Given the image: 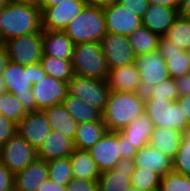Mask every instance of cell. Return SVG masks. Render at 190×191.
<instances>
[{"label":"cell","mask_w":190,"mask_h":191,"mask_svg":"<svg viewBox=\"0 0 190 191\" xmlns=\"http://www.w3.org/2000/svg\"><path fill=\"white\" fill-rule=\"evenodd\" d=\"M144 113L145 93L110 90L102 116L108 131L118 132Z\"/></svg>","instance_id":"1"},{"label":"cell","mask_w":190,"mask_h":191,"mask_svg":"<svg viewBox=\"0 0 190 191\" xmlns=\"http://www.w3.org/2000/svg\"><path fill=\"white\" fill-rule=\"evenodd\" d=\"M1 75L7 92L16 96L26 112H36L32 86L39 82L41 77L47 76L41 64L24 66L9 61Z\"/></svg>","instance_id":"2"},{"label":"cell","mask_w":190,"mask_h":191,"mask_svg":"<svg viewBox=\"0 0 190 191\" xmlns=\"http://www.w3.org/2000/svg\"><path fill=\"white\" fill-rule=\"evenodd\" d=\"M43 32L41 9L36 5L9 3L0 18L2 43L14 37Z\"/></svg>","instance_id":"3"},{"label":"cell","mask_w":190,"mask_h":191,"mask_svg":"<svg viewBox=\"0 0 190 191\" xmlns=\"http://www.w3.org/2000/svg\"><path fill=\"white\" fill-rule=\"evenodd\" d=\"M74 44L99 42L107 33L103 7L85 5L64 29Z\"/></svg>","instance_id":"4"},{"label":"cell","mask_w":190,"mask_h":191,"mask_svg":"<svg viewBox=\"0 0 190 191\" xmlns=\"http://www.w3.org/2000/svg\"><path fill=\"white\" fill-rule=\"evenodd\" d=\"M72 65L75 75L107 81L109 68L99 42L74 44Z\"/></svg>","instance_id":"5"},{"label":"cell","mask_w":190,"mask_h":191,"mask_svg":"<svg viewBox=\"0 0 190 191\" xmlns=\"http://www.w3.org/2000/svg\"><path fill=\"white\" fill-rule=\"evenodd\" d=\"M145 113L152 120L154 127L183 132L189 126L186 115L176 101L145 99Z\"/></svg>","instance_id":"6"},{"label":"cell","mask_w":190,"mask_h":191,"mask_svg":"<svg viewBox=\"0 0 190 191\" xmlns=\"http://www.w3.org/2000/svg\"><path fill=\"white\" fill-rule=\"evenodd\" d=\"M42 35L43 32H35L4 42L9 61L24 66L40 63L43 55Z\"/></svg>","instance_id":"7"},{"label":"cell","mask_w":190,"mask_h":191,"mask_svg":"<svg viewBox=\"0 0 190 191\" xmlns=\"http://www.w3.org/2000/svg\"><path fill=\"white\" fill-rule=\"evenodd\" d=\"M110 92L107 81L74 75L68 82V93L79 97L102 113Z\"/></svg>","instance_id":"8"},{"label":"cell","mask_w":190,"mask_h":191,"mask_svg":"<svg viewBox=\"0 0 190 191\" xmlns=\"http://www.w3.org/2000/svg\"><path fill=\"white\" fill-rule=\"evenodd\" d=\"M37 158V150L16 133L0 147V161L15 175Z\"/></svg>","instance_id":"9"},{"label":"cell","mask_w":190,"mask_h":191,"mask_svg":"<svg viewBox=\"0 0 190 191\" xmlns=\"http://www.w3.org/2000/svg\"><path fill=\"white\" fill-rule=\"evenodd\" d=\"M135 64L140 72L141 93L170 78L166 62L158 50L136 56Z\"/></svg>","instance_id":"10"},{"label":"cell","mask_w":190,"mask_h":191,"mask_svg":"<svg viewBox=\"0 0 190 191\" xmlns=\"http://www.w3.org/2000/svg\"><path fill=\"white\" fill-rule=\"evenodd\" d=\"M100 44L109 69L135 63L136 56L127 36L107 32Z\"/></svg>","instance_id":"11"},{"label":"cell","mask_w":190,"mask_h":191,"mask_svg":"<svg viewBox=\"0 0 190 191\" xmlns=\"http://www.w3.org/2000/svg\"><path fill=\"white\" fill-rule=\"evenodd\" d=\"M85 0H66L41 11L42 30L64 31L85 7Z\"/></svg>","instance_id":"12"},{"label":"cell","mask_w":190,"mask_h":191,"mask_svg":"<svg viewBox=\"0 0 190 191\" xmlns=\"http://www.w3.org/2000/svg\"><path fill=\"white\" fill-rule=\"evenodd\" d=\"M32 91L36 111H42L50 106L62 104L68 93V83L47 75L33 84Z\"/></svg>","instance_id":"13"},{"label":"cell","mask_w":190,"mask_h":191,"mask_svg":"<svg viewBox=\"0 0 190 191\" xmlns=\"http://www.w3.org/2000/svg\"><path fill=\"white\" fill-rule=\"evenodd\" d=\"M107 32L129 36L142 27V18L127 10L120 3L103 7Z\"/></svg>","instance_id":"14"},{"label":"cell","mask_w":190,"mask_h":191,"mask_svg":"<svg viewBox=\"0 0 190 191\" xmlns=\"http://www.w3.org/2000/svg\"><path fill=\"white\" fill-rule=\"evenodd\" d=\"M88 151L101 172L112 170L121 159L120 134L107 131Z\"/></svg>","instance_id":"15"},{"label":"cell","mask_w":190,"mask_h":191,"mask_svg":"<svg viewBox=\"0 0 190 191\" xmlns=\"http://www.w3.org/2000/svg\"><path fill=\"white\" fill-rule=\"evenodd\" d=\"M51 131L52 128L42 111L27 112L17 124V133L36 150Z\"/></svg>","instance_id":"16"},{"label":"cell","mask_w":190,"mask_h":191,"mask_svg":"<svg viewBox=\"0 0 190 191\" xmlns=\"http://www.w3.org/2000/svg\"><path fill=\"white\" fill-rule=\"evenodd\" d=\"M135 169L133 159H120L112 170L101 172L97 181L98 191H128L131 174Z\"/></svg>","instance_id":"17"},{"label":"cell","mask_w":190,"mask_h":191,"mask_svg":"<svg viewBox=\"0 0 190 191\" xmlns=\"http://www.w3.org/2000/svg\"><path fill=\"white\" fill-rule=\"evenodd\" d=\"M49 179L45 160L36 158L26 168L14 175V191H38Z\"/></svg>","instance_id":"18"},{"label":"cell","mask_w":190,"mask_h":191,"mask_svg":"<svg viewBox=\"0 0 190 191\" xmlns=\"http://www.w3.org/2000/svg\"><path fill=\"white\" fill-rule=\"evenodd\" d=\"M107 83L111 91L141 92L140 72L135 63L109 69Z\"/></svg>","instance_id":"19"},{"label":"cell","mask_w":190,"mask_h":191,"mask_svg":"<svg viewBox=\"0 0 190 191\" xmlns=\"http://www.w3.org/2000/svg\"><path fill=\"white\" fill-rule=\"evenodd\" d=\"M133 160L135 167L147 168L161 178L173 170L172 159L150 144L138 150Z\"/></svg>","instance_id":"20"},{"label":"cell","mask_w":190,"mask_h":191,"mask_svg":"<svg viewBox=\"0 0 190 191\" xmlns=\"http://www.w3.org/2000/svg\"><path fill=\"white\" fill-rule=\"evenodd\" d=\"M42 56H53L61 60H72L74 43L64 31L43 30Z\"/></svg>","instance_id":"21"},{"label":"cell","mask_w":190,"mask_h":191,"mask_svg":"<svg viewBox=\"0 0 190 191\" xmlns=\"http://www.w3.org/2000/svg\"><path fill=\"white\" fill-rule=\"evenodd\" d=\"M75 150L74 141L59 131H51L37 150V158L46 162L69 156Z\"/></svg>","instance_id":"22"},{"label":"cell","mask_w":190,"mask_h":191,"mask_svg":"<svg viewBox=\"0 0 190 191\" xmlns=\"http://www.w3.org/2000/svg\"><path fill=\"white\" fill-rule=\"evenodd\" d=\"M178 17V9L149 5L142 17V24L145 28L161 37Z\"/></svg>","instance_id":"23"},{"label":"cell","mask_w":190,"mask_h":191,"mask_svg":"<svg viewBox=\"0 0 190 191\" xmlns=\"http://www.w3.org/2000/svg\"><path fill=\"white\" fill-rule=\"evenodd\" d=\"M154 128L152 120L146 113H144L134 119L126 127L120 129L118 133L137 150H140L142 147L149 144Z\"/></svg>","instance_id":"24"},{"label":"cell","mask_w":190,"mask_h":191,"mask_svg":"<svg viewBox=\"0 0 190 191\" xmlns=\"http://www.w3.org/2000/svg\"><path fill=\"white\" fill-rule=\"evenodd\" d=\"M52 131H59L74 140L78 122L67 112L63 104L50 106L42 110Z\"/></svg>","instance_id":"25"},{"label":"cell","mask_w":190,"mask_h":191,"mask_svg":"<svg viewBox=\"0 0 190 191\" xmlns=\"http://www.w3.org/2000/svg\"><path fill=\"white\" fill-rule=\"evenodd\" d=\"M69 158L73 177L98 181L101 171L88 150L75 148Z\"/></svg>","instance_id":"26"},{"label":"cell","mask_w":190,"mask_h":191,"mask_svg":"<svg viewBox=\"0 0 190 191\" xmlns=\"http://www.w3.org/2000/svg\"><path fill=\"white\" fill-rule=\"evenodd\" d=\"M181 141L182 132L175 129L155 127L149 144L173 160Z\"/></svg>","instance_id":"27"},{"label":"cell","mask_w":190,"mask_h":191,"mask_svg":"<svg viewBox=\"0 0 190 191\" xmlns=\"http://www.w3.org/2000/svg\"><path fill=\"white\" fill-rule=\"evenodd\" d=\"M108 131L103 121L84 122L77 126L74 147L88 150L94 146Z\"/></svg>","instance_id":"28"},{"label":"cell","mask_w":190,"mask_h":191,"mask_svg":"<svg viewBox=\"0 0 190 191\" xmlns=\"http://www.w3.org/2000/svg\"><path fill=\"white\" fill-rule=\"evenodd\" d=\"M62 104L78 124L84 122L103 121L102 112L84 102L79 97L67 93Z\"/></svg>","instance_id":"29"},{"label":"cell","mask_w":190,"mask_h":191,"mask_svg":"<svg viewBox=\"0 0 190 191\" xmlns=\"http://www.w3.org/2000/svg\"><path fill=\"white\" fill-rule=\"evenodd\" d=\"M128 40L135 56H139L158 50L160 36L142 26L130 34Z\"/></svg>","instance_id":"30"},{"label":"cell","mask_w":190,"mask_h":191,"mask_svg":"<svg viewBox=\"0 0 190 191\" xmlns=\"http://www.w3.org/2000/svg\"><path fill=\"white\" fill-rule=\"evenodd\" d=\"M40 64L48 76L69 82L75 75L72 60H61L53 56H42Z\"/></svg>","instance_id":"31"},{"label":"cell","mask_w":190,"mask_h":191,"mask_svg":"<svg viewBox=\"0 0 190 191\" xmlns=\"http://www.w3.org/2000/svg\"><path fill=\"white\" fill-rule=\"evenodd\" d=\"M182 50L190 49V19L179 16L162 36Z\"/></svg>","instance_id":"32"},{"label":"cell","mask_w":190,"mask_h":191,"mask_svg":"<svg viewBox=\"0 0 190 191\" xmlns=\"http://www.w3.org/2000/svg\"><path fill=\"white\" fill-rule=\"evenodd\" d=\"M49 179L55 184L67 186L73 179L69 156L47 162Z\"/></svg>","instance_id":"33"},{"label":"cell","mask_w":190,"mask_h":191,"mask_svg":"<svg viewBox=\"0 0 190 191\" xmlns=\"http://www.w3.org/2000/svg\"><path fill=\"white\" fill-rule=\"evenodd\" d=\"M172 162L174 171L190 176V125L182 132V141Z\"/></svg>","instance_id":"34"},{"label":"cell","mask_w":190,"mask_h":191,"mask_svg":"<svg viewBox=\"0 0 190 191\" xmlns=\"http://www.w3.org/2000/svg\"><path fill=\"white\" fill-rule=\"evenodd\" d=\"M161 177L147 168L135 167L131 174V186L140 190L158 191Z\"/></svg>","instance_id":"35"},{"label":"cell","mask_w":190,"mask_h":191,"mask_svg":"<svg viewBox=\"0 0 190 191\" xmlns=\"http://www.w3.org/2000/svg\"><path fill=\"white\" fill-rule=\"evenodd\" d=\"M168 67L170 78L176 79L190 73V58L188 51L181 53L161 54Z\"/></svg>","instance_id":"36"},{"label":"cell","mask_w":190,"mask_h":191,"mask_svg":"<svg viewBox=\"0 0 190 191\" xmlns=\"http://www.w3.org/2000/svg\"><path fill=\"white\" fill-rule=\"evenodd\" d=\"M27 112L20 101L10 92L0 94V114L18 124Z\"/></svg>","instance_id":"37"},{"label":"cell","mask_w":190,"mask_h":191,"mask_svg":"<svg viewBox=\"0 0 190 191\" xmlns=\"http://www.w3.org/2000/svg\"><path fill=\"white\" fill-rule=\"evenodd\" d=\"M158 191H190V176L172 170L161 178Z\"/></svg>","instance_id":"38"},{"label":"cell","mask_w":190,"mask_h":191,"mask_svg":"<svg viewBox=\"0 0 190 191\" xmlns=\"http://www.w3.org/2000/svg\"><path fill=\"white\" fill-rule=\"evenodd\" d=\"M179 97L175 79L169 78L145 92V99H166L176 101Z\"/></svg>","instance_id":"39"},{"label":"cell","mask_w":190,"mask_h":191,"mask_svg":"<svg viewBox=\"0 0 190 191\" xmlns=\"http://www.w3.org/2000/svg\"><path fill=\"white\" fill-rule=\"evenodd\" d=\"M17 133V124L0 114V147Z\"/></svg>","instance_id":"40"},{"label":"cell","mask_w":190,"mask_h":191,"mask_svg":"<svg viewBox=\"0 0 190 191\" xmlns=\"http://www.w3.org/2000/svg\"><path fill=\"white\" fill-rule=\"evenodd\" d=\"M67 191H98V184L97 181L73 177Z\"/></svg>","instance_id":"41"},{"label":"cell","mask_w":190,"mask_h":191,"mask_svg":"<svg viewBox=\"0 0 190 191\" xmlns=\"http://www.w3.org/2000/svg\"><path fill=\"white\" fill-rule=\"evenodd\" d=\"M118 3L141 18L149 7V2L147 0H119Z\"/></svg>","instance_id":"42"},{"label":"cell","mask_w":190,"mask_h":191,"mask_svg":"<svg viewBox=\"0 0 190 191\" xmlns=\"http://www.w3.org/2000/svg\"><path fill=\"white\" fill-rule=\"evenodd\" d=\"M0 191H14V175L0 161Z\"/></svg>","instance_id":"43"},{"label":"cell","mask_w":190,"mask_h":191,"mask_svg":"<svg viewBox=\"0 0 190 191\" xmlns=\"http://www.w3.org/2000/svg\"><path fill=\"white\" fill-rule=\"evenodd\" d=\"M158 51L160 54H173V53H181L183 50L178 46L174 45V43L167 39L160 37Z\"/></svg>","instance_id":"44"},{"label":"cell","mask_w":190,"mask_h":191,"mask_svg":"<svg viewBox=\"0 0 190 191\" xmlns=\"http://www.w3.org/2000/svg\"><path fill=\"white\" fill-rule=\"evenodd\" d=\"M120 154L121 159H133L137 153V149L132 146L121 134H120Z\"/></svg>","instance_id":"45"},{"label":"cell","mask_w":190,"mask_h":191,"mask_svg":"<svg viewBox=\"0 0 190 191\" xmlns=\"http://www.w3.org/2000/svg\"><path fill=\"white\" fill-rule=\"evenodd\" d=\"M179 97L190 94V73L175 79Z\"/></svg>","instance_id":"46"},{"label":"cell","mask_w":190,"mask_h":191,"mask_svg":"<svg viewBox=\"0 0 190 191\" xmlns=\"http://www.w3.org/2000/svg\"><path fill=\"white\" fill-rule=\"evenodd\" d=\"M176 102L181 106L182 111L187 117L188 124L190 125V94L178 97Z\"/></svg>","instance_id":"47"},{"label":"cell","mask_w":190,"mask_h":191,"mask_svg":"<svg viewBox=\"0 0 190 191\" xmlns=\"http://www.w3.org/2000/svg\"><path fill=\"white\" fill-rule=\"evenodd\" d=\"M149 5H159L168 8L179 9L181 0H147Z\"/></svg>","instance_id":"48"},{"label":"cell","mask_w":190,"mask_h":191,"mask_svg":"<svg viewBox=\"0 0 190 191\" xmlns=\"http://www.w3.org/2000/svg\"><path fill=\"white\" fill-rule=\"evenodd\" d=\"M38 191H67V186L57 185L48 179L39 187Z\"/></svg>","instance_id":"49"},{"label":"cell","mask_w":190,"mask_h":191,"mask_svg":"<svg viewBox=\"0 0 190 191\" xmlns=\"http://www.w3.org/2000/svg\"><path fill=\"white\" fill-rule=\"evenodd\" d=\"M178 11L179 16L190 19V0H181Z\"/></svg>","instance_id":"50"},{"label":"cell","mask_w":190,"mask_h":191,"mask_svg":"<svg viewBox=\"0 0 190 191\" xmlns=\"http://www.w3.org/2000/svg\"><path fill=\"white\" fill-rule=\"evenodd\" d=\"M8 62H9V56L7 54V50L4 46H1L0 47V75L6 68Z\"/></svg>","instance_id":"51"},{"label":"cell","mask_w":190,"mask_h":191,"mask_svg":"<svg viewBox=\"0 0 190 191\" xmlns=\"http://www.w3.org/2000/svg\"><path fill=\"white\" fill-rule=\"evenodd\" d=\"M118 2L119 0H85L86 5H94L98 7H105Z\"/></svg>","instance_id":"52"},{"label":"cell","mask_w":190,"mask_h":191,"mask_svg":"<svg viewBox=\"0 0 190 191\" xmlns=\"http://www.w3.org/2000/svg\"><path fill=\"white\" fill-rule=\"evenodd\" d=\"M63 1H66V0H39L38 7L42 11L45 7H51L54 5H59Z\"/></svg>","instance_id":"53"},{"label":"cell","mask_w":190,"mask_h":191,"mask_svg":"<svg viewBox=\"0 0 190 191\" xmlns=\"http://www.w3.org/2000/svg\"><path fill=\"white\" fill-rule=\"evenodd\" d=\"M12 3L29 4L38 6L39 0H11Z\"/></svg>","instance_id":"54"},{"label":"cell","mask_w":190,"mask_h":191,"mask_svg":"<svg viewBox=\"0 0 190 191\" xmlns=\"http://www.w3.org/2000/svg\"><path fill=\"white\" fill-rule=\"evenodd\" d=\"M5 92H7L6 84H5V82H4L3 78H2V75H0V94H3Z\"/></svg>","instance_id":"55"},{"label":"cell","mask_w":190,"mask_h":191,"mask_svg":"<svg viewBox=\"0 0 190 191\" xmlns=\"http://www.w3.org/2000/svg\"><path fill=\"white\" fill-rule=\"evenodd\" d=\"M9 3H11V0H0V7H5Z\"/></svg>","instance_id":"56"},{"label":"cell","mask_w":190,"mask_h":191,"mask_svg":"<svg viewBox=\"0 0 190 191\" xmlns=\"http://www.w3.org/2000/svg\"><path fill=\"white\" fill-rule=\"evenodd\" d=\"M128 191H146V190H140L138 188L131 187Z\"/></svg>","instance_id":"57"},{"label":"cell","mask_w":190,"mask_h":191,"mask_svg":"<svg viewBox=\"0 0 190 191\" xmlns=\"http://www.w3.org/2000/svg\"><path fill=\"white\" fill-rule=\"evenodd\" d=\"M3 12H4V7H0V18L3 15Z\"/></svg>","instance_id":"58"},{"label":"cell","mask_w":190,"mask_h":191,"mask_svg":"<svg viewBox=\"0 0 190 191\" xmlns=\"http://www.w3.org/2000/svg\"><path fill=\"white\" fill-rule=\"evenodd\" d=\"M1 46H3V43H2V41H1V39H0V47H1Z\"/></svg>","instance_id":"59"}]
</instances>
